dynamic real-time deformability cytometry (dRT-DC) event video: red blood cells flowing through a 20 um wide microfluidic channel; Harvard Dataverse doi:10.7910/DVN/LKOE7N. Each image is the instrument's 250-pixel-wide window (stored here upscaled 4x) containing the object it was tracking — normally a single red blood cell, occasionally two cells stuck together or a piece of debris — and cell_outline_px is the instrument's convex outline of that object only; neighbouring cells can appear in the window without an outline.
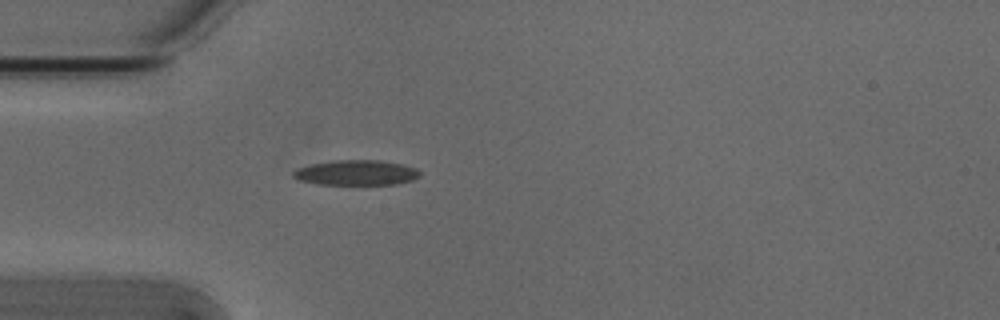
{"species": "Egyptian fruit bat (a non-hibernating species)", "species_latin": "Rousettus aegyptiacus", "temperature_condition": "cold", "stored_images_in_passage": 5, "camera_frame_rate_fps": 3000, "um_per_image_px": 0.085, "animal": {"sex": "male"}, "frame": {"image": 1, "passage_image": 5, "time_ms": 1.333, "image_size_px": [1000, 320], "cell_outline_px": [[420, 176], [412, 180], [396, 184], [316, 184], [300, 180], [292, 176], [292, 172], [296, 168], [312, 164], [336, 160], [380, 160], [400, 164], [416, 168], [420, 172]], "centroid_in_image_um": [30.27, 14.68], "position_along_channel_um": 54.7, "area_um2": 18.44}}